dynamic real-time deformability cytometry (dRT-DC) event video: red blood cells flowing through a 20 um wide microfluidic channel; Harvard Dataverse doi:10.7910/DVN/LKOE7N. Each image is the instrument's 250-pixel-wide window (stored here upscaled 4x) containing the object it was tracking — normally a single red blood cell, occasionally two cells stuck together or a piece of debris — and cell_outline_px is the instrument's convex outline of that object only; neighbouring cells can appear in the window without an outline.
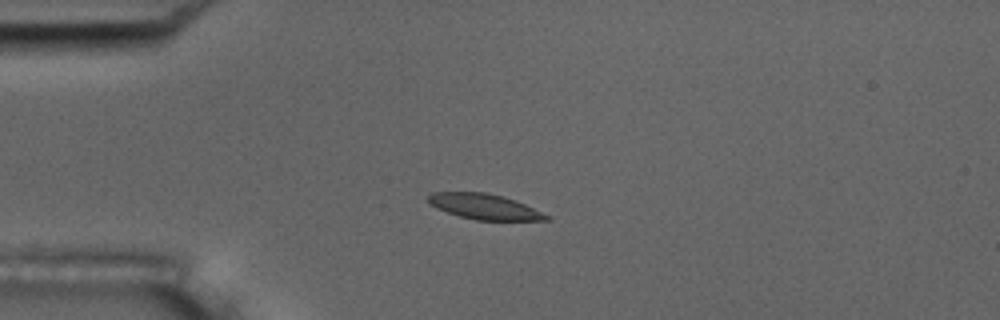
{"species": "common noctule bat (a hibernating species)", "species_latin": "Nyctalus noctula", "temperature_condition": "room temperature", "stored_images_in_passage": 12, "camera_frame_rate_fps": 3000, "um_per_image_px": 0.085, "animal": {"sex": "male", "body_mass_g": 17.5, "forearm_length_mm": 52.3}, "frame": {"image": 1, "passage_image": 3, "time_ms": 0.667, "image_size_px": [1000, 320], "cell_outline_px": [[552, 220], [476, 220], [460, 216], [436, 208], [428, 200], [428, 196], [432, 192], [484, 192], [500, 196], [524, 204], [552, 216]], "centroid_in_image_um": [41.2, 17.57], "position_along_channel_um": 43.8, "area_um2": 17.22}}
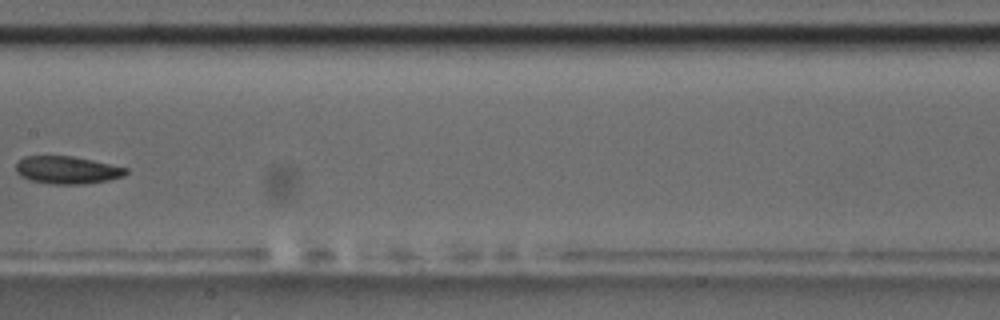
{"frame": {"image": 2, "passage_image": 7, "time_ms": 2.0, "image_size_px": [1000, 320], "cell_outline_px": [[128, 172], [124, 176], [108, 180], [80, 184], [52, 184], [32, 180], [20, 176], [16, 172], [16, 160], [24, 156], [72, 156], [92, 160], [128, 168]], "centroid_in_image_um": [5.68, 14.44], "position_along_channel_um": 201.7, "area_um2": 17.69}}